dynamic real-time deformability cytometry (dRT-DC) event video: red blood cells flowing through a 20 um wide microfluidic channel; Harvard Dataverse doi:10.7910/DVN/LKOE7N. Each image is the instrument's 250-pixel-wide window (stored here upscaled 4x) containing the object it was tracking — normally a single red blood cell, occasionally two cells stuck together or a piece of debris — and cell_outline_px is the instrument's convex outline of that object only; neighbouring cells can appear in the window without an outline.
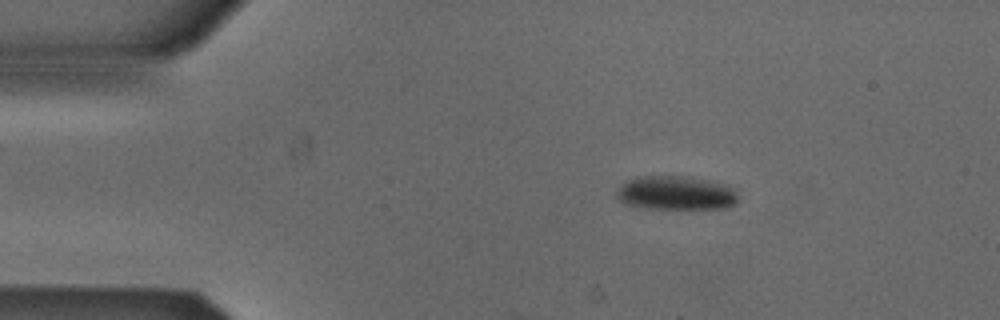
{"species": "Egyptian fruit bat (a non-hibernating species)", "species_latin": "Rousettus aegyptiacus", "temperature_condition": "cold", "stored_images_in_passage": 14, "camera_frame_rate_fps": 3000, "um_per_image_px": 0.085, "animal": {"sex": "male"}, "frame": {"image": 1, "passage_image": 9, "time_ms": 2.667, "image_size_px": [1000, 320], "cell_outline_px": [[736, 204], [724, 208], [648, 208], [628, 204], [620, 200], [616, 196], [616, 192], [620, 184], [636, 176], [692, 176], [712, 180], [724, 184], [732, 188], [736, 196]], "centroid_in_image_um": [57.44, 16.38], "position_along_channel_um": 27.6, "area_um2": 23.99}}